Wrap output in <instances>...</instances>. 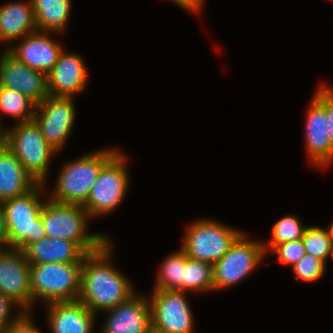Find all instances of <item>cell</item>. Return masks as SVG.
<instances>
[{
    "mask_svg": "<svg viewBox=\"0 0 333 333\" xmlns=\"http://www.w3.org/2000/svg\"><path fill=\"white\" fill-rule=\"evenodd\" d=\"M111 243L108 240L97 251L88 253L82 261L78 300L94 314L112 309L136 293L125 274L111 262Z\"/></svg>",
    "mask_w": 333,
    "mask_h": 333,
    "instance_id": "obj_1",
    "label": "cell"
},
{
    "mask_svg": "<svg viewBox=\"0 0 333 333\" xmlns=\"http://www.w3.org/2000/svg\"><path fill=\"white\" fill-rule=\"evenodd\" d=\"M44 187V183H38L26 194L1 202L5 213L7 247L23 251L31 243L46 237L40 215L46 201Z\"/></svg>",
    "mask_w": 333,
    "mask_h": 333,
    "instance_id": "obj_2",
    "label": "cell"
},
{
    "mask_svg": "<svg viewBox=\"0 0 333 333\" xmlns=\"http://www.w3.org/2000/svg\"><path fill=\"white\" fill-rule=\"evenodd\" d=\"M40 215L47 237L76 242L87 253L97 251L109 240L103 233H88L92 218L82 205L47 199Z\"/></svg>",
    "mask_w": 333,
    "mask_h": 333,
    "instance_id": "obj_3",
    "label": "cell"
},
{
    "mask_svg": "<svg viewBox=\"0 0 333 333\" xmlns=\"http://www.w3.org/2000/svg\"><path fill=\"white\" fill-rule=\"evenodd\" d=\"M117 149L97 150L65 163L49 199L59 203L83 205L102 167L119 151Z\"/></svg>",
    "mask_w": 333,
    "mask_h": 333,
    "instance_id": "obj_4",
    "label": "cell"
},
{
    "mask_svg": "<svg viewBox=\"0 0 333 333\" xmlns=\"http://www.w3.org/2000/svg\"><path fill=\"white\" fill-rule=\"evenodd\" d=\"M82 262L31 264L32 302H72L80 293ZM36 300V301H35Z\"/></svg>",
    "mask_w": 333,
    "mask_h": 333,
    "instance_id": "obj_5",
    "label": "cell"
},
{
    "mask_svg": "<svg viewBox=\"0 0 333 333\" xmlns=\"http://www.w3.org/2000/svg\"><path fill=\"white\" fill-rule=\"evenodd\" d=\"M7 146L25 170L38 183L45 184L50 160L58 152L47 143L35 120L8 128Z\"/></svg>",
    "mask_w": 333,
    "mask_h": 333,
    "instance_id": "obj_6",
    "label": "cell"
},
{
    "mask_svg": "<svg viewBox=\"0 0 333 333\" xmlns=\"http://www.w3.org/2000/svg\"><path fill=\"white\" fill-rule=\"evenodd\" d=\"M243 233L222 222L204 218L188 224L181 248L187 257L213 265Z\"/></svg>",
    "mask_w": 333,
    "mask_h": 333,
    "instance_id": "obj_7",
    "label": "cell"
},
{
    "mask_svg": "<svg viewBox=\"0 0 333 333\" xmlns=\"http://www.w3.org/2000/svg\"><path fill=\"white\" fill-rule=\"evenodd\" d=\"M126 156L120 150L102 167L87 201L82 205L91 218L107 215L122 203L129 187Z\"/></svg>",
    "mask_w": 333,
    "mask_h": 333,
    "instance_id": "obj_8",
    "label": "cell"
},
{
    "mask_svg": "<svg viewBox=\"0 0 333 333\" xmlns=\"http://www.w3.org/2000/svg\"><path fill=\"white\" fill-rule=\"evenodd\" d=\"M263 242L248 239L245 232L213 264L214 291L229 288L246 279L265 258Z\"/></svg>",
    "mask_w": 333,
    "mask_h": 333,
    "instance_id": "obj_9",
    "label": "cell"
},
{
    "mask_svg": "<svg viewBox=\"0 0 333 333\" xmlns=\"http://www.w3.org/2000/svg\"><path fill=\"white\" fill-rule=\"evenodd\" d=\"M148 300L151 326L165 333H194L193 312L185 292L153 289Z\"/></svg>",
    "mask_w": 333,
    "mask_h": 333,
    "instance_id": "obj_10",
    "label": "cell"
},
{
    "mask_svg": "<svg viewBox=\"0 0 333 333\" xmlns=\"http://www.w3.org/2000/svg\"><path fill=\"white\" fill-rule=\"evenodd\" d=\"M30 267L24 251L0 248V292L8 297L22 312H31Z\"/></svg>",
    "mask_w": 333,
    "mask_h": 333,
    "instance_id": "obj_11",
    "label": "cell"
},
{
    "mask_svg": "<svg viewBox=\"0 0 333 333\" xmlns=\"http://www.w3.org/2000/svg\"><path fill=\"white\" fill-rule=\"evenodd\" d=\"M73 97L47 96L36 105L34 120L47 143L57 152L68 139L76 117Z\"/></svg>",
    "mask_w": 333,
    "mask_h": 333,
    "instance_id": "obj_12",
    "label": "cell"
},
{
    "mask_svg": "<svg viewBox=\"0 0 333 333\" xmlns=\"http://www.w3.org/2000/svg\"><path fill=\"white\" fill-rule=\"evenodd\" d=\"M327 119L324 109V84H320L307 110L305 143L309 163L322 169L327 168L333 161V145Z\"/></svg>",
    "mask_w": 333,
    "mask_h": 333,
    "instance_id": "obj_13",
    "label": "cell"
},
{
    "mask_svg": "<svg viewBox=\"0 0 333 333\" xmlns=\"http://www.w3.org/2000/svg\"><path fill=\"white\" fill-rule=\"evenodd\" d=\"M0 55V87L14 89L36 105L47 96L46 75L16 60L6 50Z\"/></svg>",
    "mask_w": 333,
    "mask_h": 333,
    "instance_id": "obj_14",
    "label": "cell"
},
{
    "mask_svg": "<svg viewBox=\"0 0 333 333\" xmlns=\"http://www.w3.org/2000/svg\"><path fill=\"white\" fill-rule=\"evenodd\" d=\"M49 34L53 32L37 30L19 40V45L9 46L6 51L19 62L47 76L64 50Z\"/></svg>",
    "mask_w": 333,
    "mask_h": 333,
    "instance_id": "obj_15",
    "label": "cell"
},
{
    "mask_svg": "<svg viewBox=\"0 0 333 333\" xmlns=\"http://www.w3.org/2000/svg\"><path fill=\"white\" fill-rule=\"evenodd\" d=\"M82 56L68 53L60 54L53 70L46 76L47 91L53 97H74L85 90L88 82L87 67Z\"/></svg>",
    "mask_w": 333,
    "mask_h": 333,
    "instance_id": "obj_16",
    "label": "cell"
},
{
    "mask_svg": "<svg viewBox=\"0 0 333 333\" xmlns=\"http://www.w3.org/2000/svg\"><path fill=\"white\" fill-rule=\"evenodd\" d=\"M101 333H146L151 327L149 300L137 292L127 301L109 309Z\"/></svg>",
    "mask_w": 333,
    "mask_h": 333,
    "instance_id": "obj_17",
    "label": "cell"
},
{
    "mask_svg": "<svg viewBox=\"0 0 333 333\" xmlns=\"http://www.w3.org/2000/svg\"><path fill=\"white\" fill-rule=\"evenodd\" d=\"M95 316L79 300L47 304V322L51 333H95Z\"/></svg>",
    "mask_w": 333,
    "mask_h": 333,
    "instance_id": "obj_18",
    "label": "cell"
},
{
    "mask_svg": "<svg viewBox=\"0 0 333 333\" xmlns=\"http://www.w3.org/2000/svg\"><path fill=\"white\" fill-rule=\"evenodd\" d=\"M23 251L30 264L82 262L88 254L76 242L47 236L31 243Z\"/></svg>",
    "mask_w": 333,
    "mask_h": 333,
    "instance_id": "obj_19",
    "label": "cell"
},
{
    "mask_svg": "<svg viewBox=\"0 0 333 333\" xmlns=\"http://www.w3.org/2000/svg\"><path fill=\"white\" fill-rule=\"evenodd\" d=\"M37 30L31 0L0 5V43H7L5 50L10 46V42L22 39Z\"/></svg>",
    "mask_w": 333,
    "mask_h": 333,
    "instance_id": "obj_20",
    "label": "cell"
},
{
    "mask_svg": "<svg viewBox=\"0 0 333 333\" xmlns=\"http://www.w3.org/2000/svg\"><path fill=\"white\" fill-rule=\"evenodd\" d=\"M37 184L7 146L0 153V202L24 195Z\"/></svg>",
    "mask_w": 333,
    "mask_h": 333,
    "instance_id": "obj_21",
    "label": "cell"
},
{
    "mask_svg": "<svg viewBox=\"0 0 333 333\" xmlns=\"http://www.w3.org/2000/svg\"><path fill=\"white\" fill-rule=\"evenodd\" d=\"M36 27L39 31L60 34L67 27L71 0H31Z\"/></svg>",
    "mask_w": 333,
    "mask_h": 333,
    "instance_id": "obj_22",
    "label": "cell"
},
{
    "mask_svg": "<svg viewBox=\"0 0 333 333\" xmlns=\"http://www.w3.org/2000/svg\"><path fill=\"white\" fill-rule=\"evenodd\" d=\"M153 289L185 292V252L181 247L164 259Z\"/></svg>",
    "mask_w": 333,
    "mask_h": 333,
    "instance_id": "obj_23",
    "label": "cell"
},
{
    "mask_svg": "<svg viewBox=\"0 0 333 333\" xmlns=\"http://www.w3.org/2000/svg\"><path fill=\"white\" fill-rule=\"evenodd\" d=\"M35 109L36 104L24 94L14 89L0 87L1 114L11 115L16 119V123H23L34 120Z\"/></svg>",
    "mask_w": 333,
    "mask_h": 333,
    "instance_id": "obj_24",
    "label": "cell"
},
{
    "mask_svg": "<svg viewBox=\"0 0 333 333\" xmlns=\"http://www.w3.org/2000/svg\"><path fill=\"white\" fill-rule=\"evenodd\" d=\"M214 291L213 265L185 254V292Z\"/></svg>",
    "mask_w": 333,
    "mask_h": 333,
    "instance_id": "obj_25",
    "label": "cell"
},
{
    "mask_svg": "<svg viewBox=\"0 0 333 333\" xmlns=\"http://www.w3.org/2000/svg\"><path fill=\"white\" fill-rule=\"evenodd\" d=\"M308 226H304L299 218L286 215L273 225L272 237L268 242H263L265 253L272 250L276 245L302 239Z\"/></svg>",
    "mask_w": 333,
    "mask_h": 333,
    "instance_id": "obj_26",
    "label": "cell"
},
{
    "mask_svg": "<svg viewBox=\"0 0 333 333\" xmlns=\"http://www.w3.org/2000/svg\"><path fill=\"white\" fill-rule=\"evenodd\" d=\"M302 242L306 254L319 258L325 265L329 257L333 259V242L327 228L308 226Z\"/></svg>",
    "mask_w": 333,
    "mask_h": 333,
    "instance_id": "obj_27",
    "label": "cell"
},
{
    "mask_svg": "<svg viewBox=\"0 0 333 333\" xmlns=\"http://www.w3.org/2000/svg\"><path fill=\"white\" fill-rule=\"evenodd\" d=\"M292 270L296 281L314 282L325 275L326 265L319 258L306 254L292 266Z\"/></svg>",
    "mask_w": 333,
    "mask_h": 333,
    "instance_id": "obj_28",
    "label": "cell"
},
{
    "mask_svg": "<svg viewBox=\"0 0 333 333\" xmlns=\"http://www.w3.org/2000/svg\"><path fill=\"white\" fill-rule=\"evenodd\" d=\"M271 251L278 256L280 264L290 266L295 265L306 255L302 239L278 244Z\"/></svg>",
    "mask_w": 333,
    "mask_h": 333,
    "instance_id": "obj_29",
    "label": "cell"
},
{
    "mask_svg": "<svg viewBox=\"0 0 333 333\" xmlns=\"http://www.w3.org/2000/svg\"><path fill=\"white\" fill-rule=\"evenodd\" d=\"M30 315V312H23L14 322L1 330V333H41Z\"/></svg>",
    "mask_w": 333,
    "mask_h": 333,
    "instance_id": "obj_30",
    "label": "cell"
},
{
    "mask_svg": "<svg viewBox=\"0 0 333 333\" xmlns=\"http://www.w3.org/2000/svg\"><path fill=\"white\" fill-rule=\"evenodd\" d=\"M15 306V303L0 292V330L6 328L23 313L18 309L16 315H14L13 308ZM12 315H14V317Z\"/></svg>",
    "mask_w": 333,
    "mask_h": 333,
    "instance_id": "obj_31",
    "label": "cell"
},
{
    "mask_svg": "<svg viewBox=\"0 0 333 333\" xmlns=\"http://www.w3.org/2000/svg\"><path fill=\"white\" fill-rule=\"evenodd\" d=\"M324 109L326 110L328 131L333 145V88L324 83Z\"/></svg>",
    "mask_w": 333,
    "mask_h": 333,
    "instance_id": "obj_32",
    "label": "cell"
},
{
    "mask_svg": "<svg viewBox=\"0 0 333 333\" xmlns=\"http://www.w3.org/2000/svg\"><path fill=\"white\" fill-rule=\"evenodd\" d=\"M179 7L188 12L201 13L205 0H171Z\"/></svg>",
    "mask_w": 333,
    "mask_h": 333,
    "instance_id": "obj_33",
    "label": "cell"
},
{
    "mask_svg": "<svg viewBox=\"0 0 333 333\" xmlns=\"http://www.w3.org/2000/svg\"><path fill=\"white\" fill-rule=\"evenodd\" d=\"M7 247V229L5 223V213L0 202V248Z\"/></svg>",
    "mask_w": 333,
    "mask_h": 333,
    "instance_id": "obj_34",
    "label": "cell"
},
{
    "mask_svg": "<svg viewBox=\"0 0 333 333\" xmlns=\"http://www.w3.org/2000/svg\"><path fill=\"white\" fill-rule=\"evenodd\" d=\"M8 141V128H2L0 124V153L7 147Z\"/></svg>",
    "mask_w": 333,
    "mask_h": 333,
    "instance_id": "obj_35",
    "label": "cell"
},
{
    "mask_svg": "<svg viewBox=\"0 0 333 333\" xmlns=\"http://www.w3.org/2000/svg\"><path fill=\"white\" fill-rule=\"evenodd\" d=\"M146 333H165V332L160 331V330L154 328L153 326H151V327L147 330Z\"/></svg>",
    "mask_w": 333,
    "mask_h": 333,
    "instance_id": "obj_36",
    "label": "cell"
},
{
    "mask_svg": "<svg viewBox=\"0 0 333 333\" xmlns=\"http://www.w3.org/2000/svg\"><path fill=\"white\" fill-rule=\"evenodd\" d=\"M327 230L329 232V235L331 236L332 242H333V222L330 226L327 227Z\"/></svg>",
    "mask_w": 333,
    "mask_h": 333,
    "instance_id": "obj_37",
    "label": "cell"
}]
</instances>
